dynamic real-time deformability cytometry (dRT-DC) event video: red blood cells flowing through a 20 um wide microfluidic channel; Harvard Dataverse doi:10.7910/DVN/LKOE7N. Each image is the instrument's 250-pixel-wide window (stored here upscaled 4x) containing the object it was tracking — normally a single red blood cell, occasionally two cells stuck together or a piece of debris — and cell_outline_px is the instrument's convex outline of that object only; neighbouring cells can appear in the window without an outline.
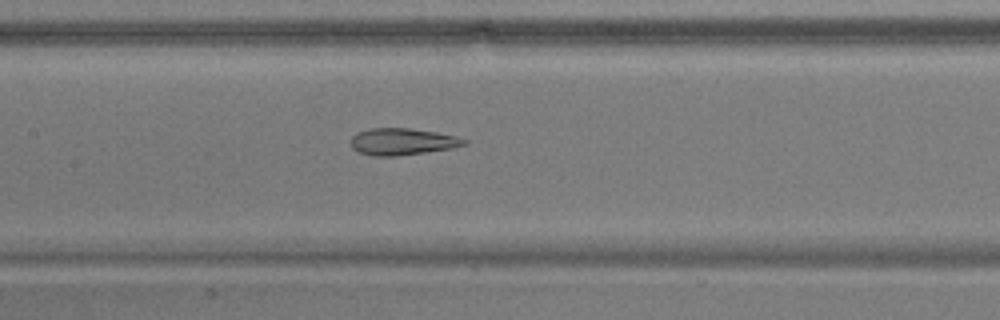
{"species": "common noctule bat (a hibernating species)", "species_latin": "Nyctalus noctula", "temperature_condition": "warm", "stored_images_in_passage": 37, "camera_frame_rate_fps": 3000, "um_per_image_px": 0.085, "animal": {"sex": "male", "body_mass_g": 17.9}, "frame": {"image": 1, "passage_image": 16, "time_ms": 5.0, "image_size_px": [1000, 320], "cell_outline_px": [[468, 144], [452, 148], [396, 156], [376, 156], [360, 152], [352, 148], [348, 140], [356, 132], [372, 128], [408, 128], [436, 132], [456, 136], [468, 140]], "centroid_in_image_um": [34.18, 12.03], "position_along_channel_um": 173.2, "area_um2": 17.74}}
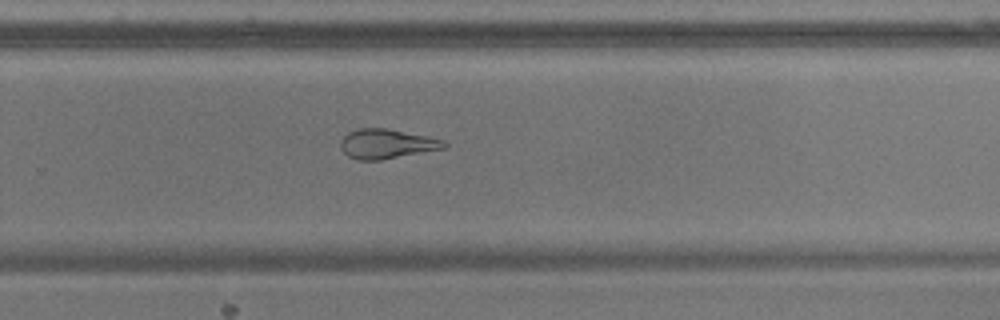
{"frame": {"image": 2, "passage_image": 26, "time_ms": 8.333, "image_size_px": [1000, 320], "cell_outline_px": [[448, 144], [444, 148], [380, 160], [360, 160], [348, 156], [340, 148], [340, 140], [348, 132], [360, 128], [384, 128], [444, 140]], "centroid_in_image_um": [32.82, 12.23], "position_along_channel_um": 297.0, "area_um2": 17.51}}
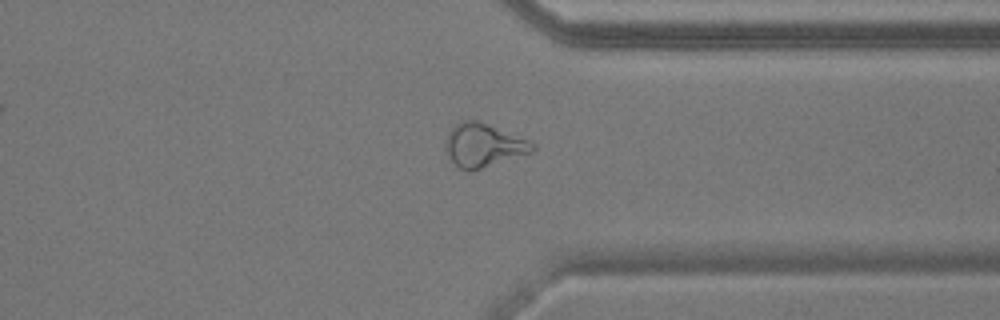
{"frame": {"image": 3, "passage_image": 32, "time_ms": 10.333, "image_size_px": [1000, 320], "cell_outline_px": [[536, 148], [532, 152], [480, 168], [460, 168], [452, 160], [444, 148], [444, 140], [448, 132], [460, 120], [476, 120], [528, 140], [536, 144]], "centroid_in_image_um": [41.07, 12.31], "position_along_channel_um": 370.3, "area_um2": 21.33}, "authors_computed_cell_mechanics": {"area_um2": 18.0336, "velocity_mm_per_s": 3.7255, "shape_relaxation_time_tau1_ms": null, "shape_relaxation_time_tau2_ms": 2.4105, "deformation_change_tau1": null, "deformation_change_tau2": 0.1084}}